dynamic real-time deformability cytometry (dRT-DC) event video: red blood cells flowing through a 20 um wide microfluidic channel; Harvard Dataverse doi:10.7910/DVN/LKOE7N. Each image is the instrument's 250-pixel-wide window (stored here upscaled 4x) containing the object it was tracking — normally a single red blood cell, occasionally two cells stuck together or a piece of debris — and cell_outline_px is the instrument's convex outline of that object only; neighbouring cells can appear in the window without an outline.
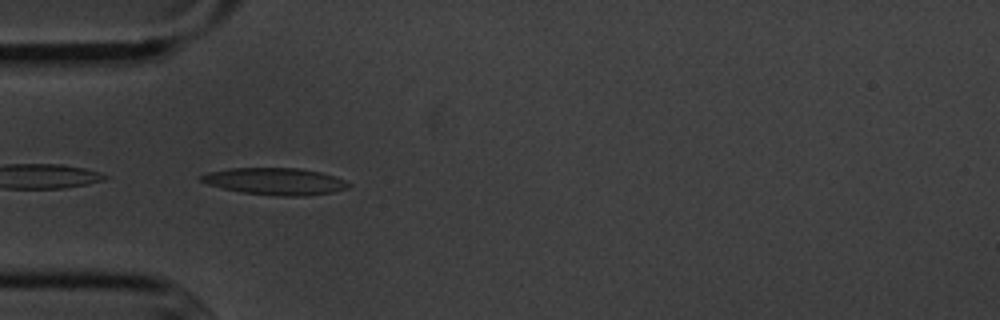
{"species": "common noctule bat (a hibernating species)", "species_latin": "Nyctalus noctula", "temperature_condition": "cold", "stored_images_in_passage": 41, "camera_frame_rate_fps": 3000, "um_per_image_px": 0.085, "animal": {"sex": "male", "body_mass_g": 20.1, "forearm_length_mm": 53.5}, "frame": {"image": 1, "passage_image": 12, "time_ms": 3.667, "image_size_px": [1000, 320], "cell_outline_px": [[352, 184], [348, 188], [332, 192], [304, 196], [276, 196], [240, 192], [208, 184], [200, 180], [200, 176], [208, 172], [228, 168], [300, 168], [320, 172], [336, 176]], "centroid_in_image_um": [23.41, 15.41], "position_along_channel_um": 61.6, "area_um2": 23.18}}
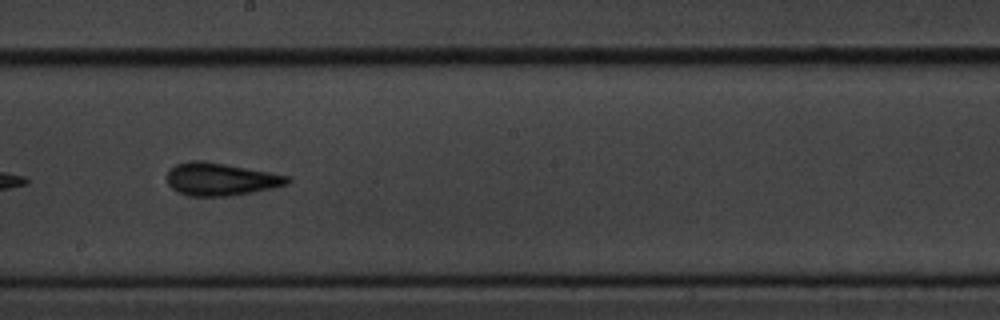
{"frame": {"image": 2, "passage_image": 26, "time_ms": 8.333, "image_size_px": [1000, 320], "cell_outline_px": [[292, 180], [288, 184], [272, 188], [228, 196], [192, 196], [180, 192], [172, 188], [168, 184], [168, 172], [176, 164], [192, 160], [200, 160], [272, 172], [292, 176]], "centroid_in_image_um": [18.81, 15.22], "position_along_channel_um": 229.4, "area_um2": 22.77}}
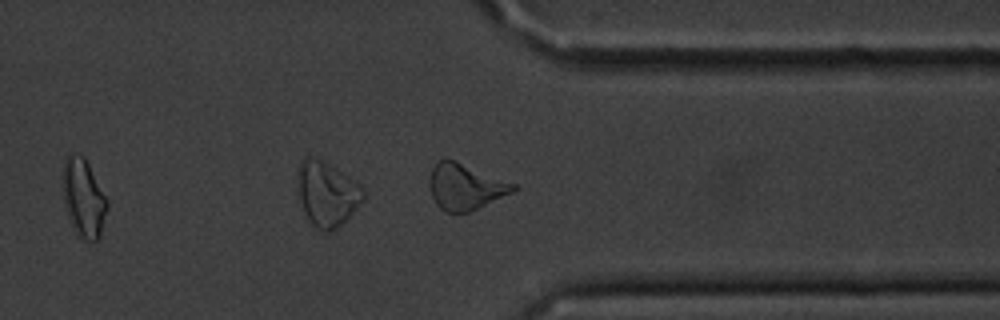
{"frame": {"image": 3, "passage_image": 38, "time_ms": 12.333, "image_size_px": [1000, 320], "cell_outline_px": [[520, 188], [512, 192], [468, 212], [444, 212], [436, 204], [432, 196], [428, 184], [432, 168], [444, 156], [516, 184]], "centroid_in_image_um": [39.52, 15.85], "position_along_channel_um": 371.9, "area_um2": 22.31}, "authors_computed_cell_mechanics": {"area_um2": 21.9062, "velocity_mm_per_s": 3.6165, "shape_relaxation_time_tau1_ms": 5.6187, "shape_relaxation_time_tau2_ms": 3.0867, "deformation_change_tau1": 0.1848, "deformation_change_tau2": 0.1352}}